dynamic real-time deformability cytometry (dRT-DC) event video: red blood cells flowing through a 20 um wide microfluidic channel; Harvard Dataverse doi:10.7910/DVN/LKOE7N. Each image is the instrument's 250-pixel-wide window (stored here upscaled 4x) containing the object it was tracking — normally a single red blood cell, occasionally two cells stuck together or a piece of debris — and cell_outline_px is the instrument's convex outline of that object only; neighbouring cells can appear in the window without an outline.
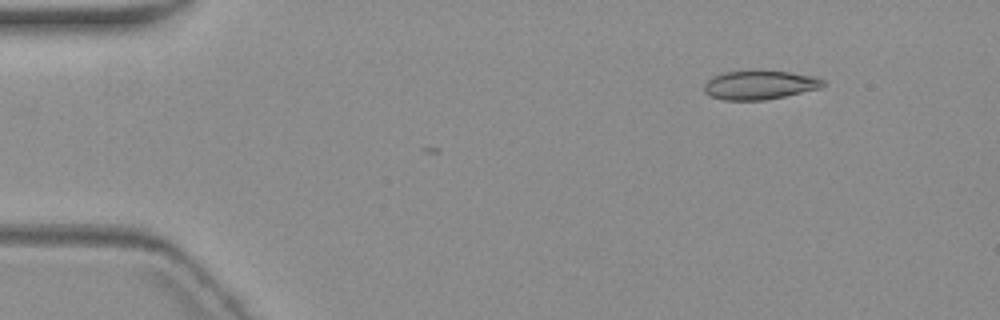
{"species": "common noctule bat (a hibernating species)", "species_latin": "Nyctalus noctula", "temperature_condition": "warm", "stored_images_in_passage": 3, "camera_frame_rate_fps": 3000, "um_per_image_px": 0.085, "animal": {"sex": "female", "body_mass_g": 19.3, "forearm_length_mm": 54.1}, "frame": {"image": 1, "passage_image": 1, "time_ms": 0.0, "image_size_px": [1000, 320], "cell_outline_px": [[824, 84], [820, 88], [784, 96], [764, 100], [724, 100], [708, 96], [704, 92], [704, 84], [712, 76], [724, 72], [792, 72], [816, 76], [824, 80]], "centroid_in_image_um": [64.55, 7.24], "position_along_channel_um": 20.5, "area_um2": 19.77}}
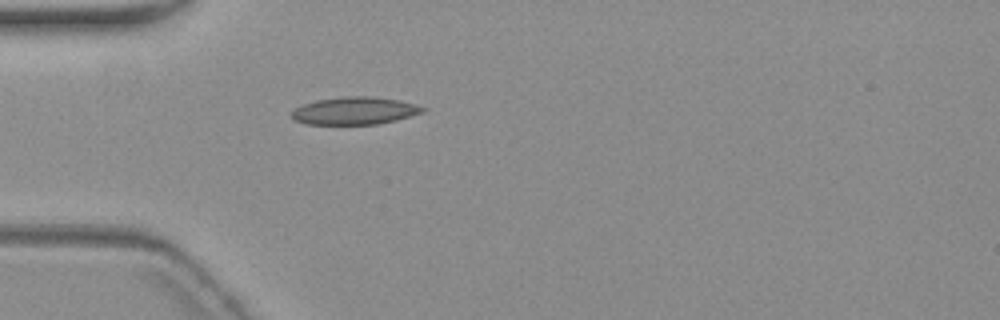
{"frame": {"image": 2, "passage_image": 3, "time_ms": 3.333, "image_size_px": [1000, 320], "cell_outline_px": [[428, 108], [424, 112], [396, 120], [380, 124], [304, 124], [288, 116], [296, 108], [304, 104], [316, 100], [344, 96], [368, 96], [400, 100], [416, 104]], "centroid_in_image_um": [30.17, 9.41], "position_along_channel_um": 54.8, "area_um2": 21.15}}